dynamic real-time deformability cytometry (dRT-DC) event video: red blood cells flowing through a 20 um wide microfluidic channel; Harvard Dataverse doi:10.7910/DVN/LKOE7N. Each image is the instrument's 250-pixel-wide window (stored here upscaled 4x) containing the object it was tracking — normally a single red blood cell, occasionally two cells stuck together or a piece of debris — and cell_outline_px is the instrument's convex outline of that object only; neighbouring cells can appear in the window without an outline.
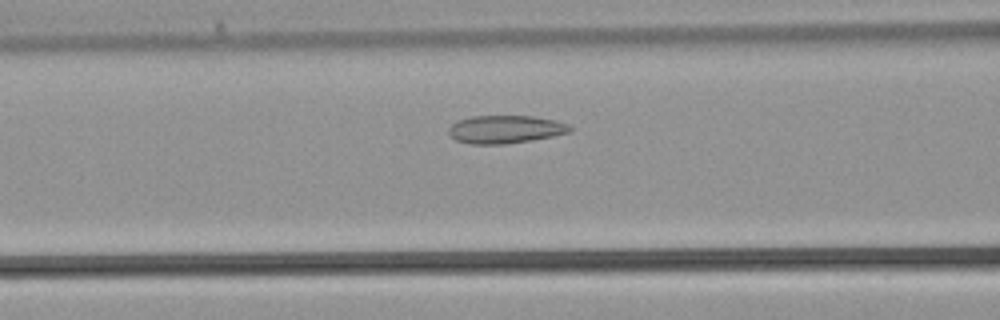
{"species": "common noctule bat (a hibernating species)", "species_latin": "Nyctalus noctula", "temperature_condition": "warm", "stored_images_in_passage": 33, "camera_frame_rate_fps": 3000, "um_per_image_px": 0.085, "animal": {"sex": "male", "body_mass_g": 21.5, "forearm_length_mm": 52.0}, "frame": {"image": 1, "passage_image": 10, "time_ms": 3.0, "image_size_px": [1000, 320], "cell_outline_px": [[576, 128], [572, 132], [532, 140], [504, 144], [472, 144], [456, 140], [448, 132], [448, 128], [456, 120], [472, 116], [532, 116], [556, 120], [568, 124]], "centroid_in_image_um": [42.99, 10.99], "position_along_channel_um": 123.6, "area_um2": 19.94}}
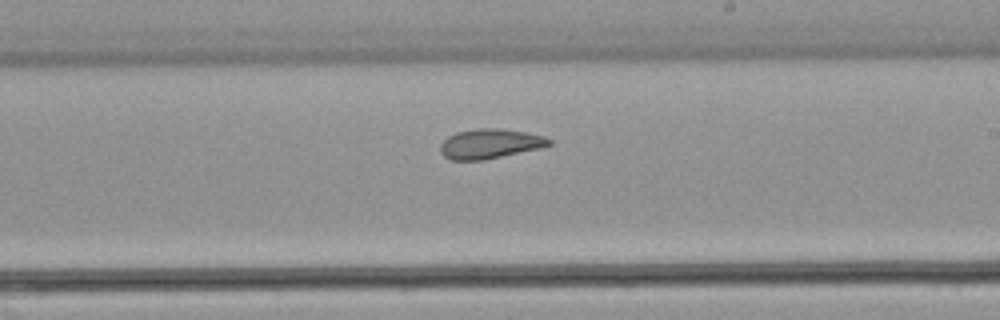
{"frame": {"image": 2, "passage_image": 17, "time_ms": 5.333, "image_size_px": [1000, 320], "cell_outline_px": [[552, 144], [540, 148], [484, 160], [452, 160], [444, 156], [440, 152], [440, 144], [448, 136], [456, 132], [476, 128], [496, 128], [524, 132], [544, 136], [552, 140]], "centroid_in_image_um": [41.63, 12.22], "position_along_channel_um": 247.4, "area_um2": 18.79}}
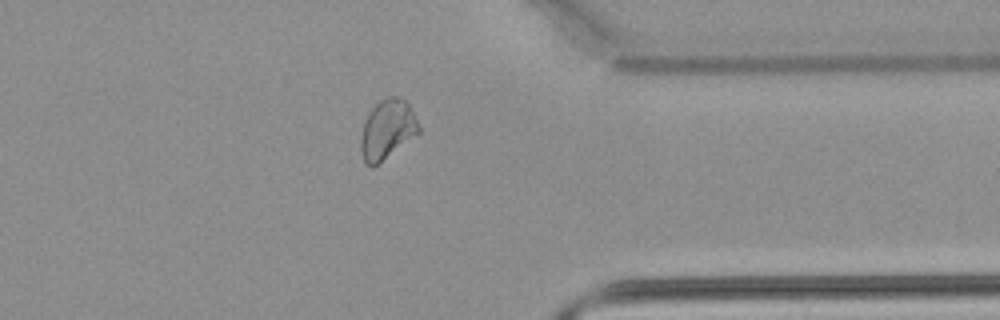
{"frame": {"image": 3, "passage_image": 25, "time_ms": 8.0, "image_size_px": [1000, 320], "cell_outline_px": [[420, 132], [372, 168], [364, 160], [360, 148], [360, 140], [364, 124], [368, 112], [380, 100], [388, 96], [400, 96], [408, 104], [420, 128]], "centroid_in_image_um": [32.9, 10.99], "position_along_channel_um": 378.5, "area_um2": 19.71}}